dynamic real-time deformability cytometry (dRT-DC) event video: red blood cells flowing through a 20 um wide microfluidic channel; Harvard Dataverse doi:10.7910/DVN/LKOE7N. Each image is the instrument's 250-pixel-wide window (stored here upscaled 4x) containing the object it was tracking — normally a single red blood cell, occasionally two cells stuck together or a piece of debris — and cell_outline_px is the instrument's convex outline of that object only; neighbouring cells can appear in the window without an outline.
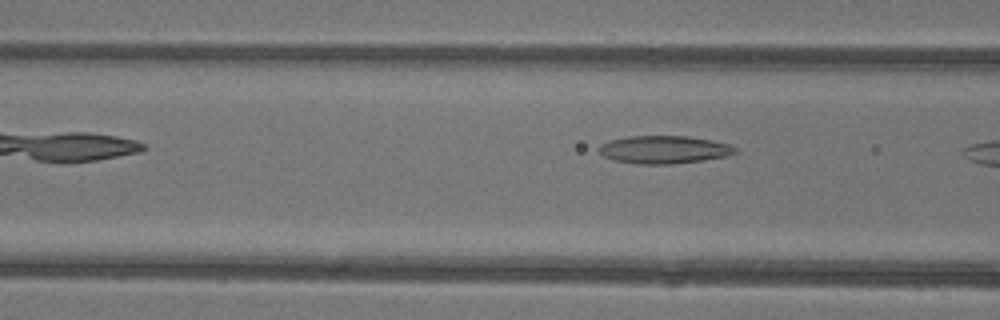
{"species": "common noctule bat (a hibernating species)", "species_latin": "Nyctalus noctula", "temperature_condition": "warm", "stored_images_in_passage": 5, "camera_frame_rate_fps": 3000, "um_per_image_px": 0.085, "animal": {"sex": "female"}, "frame": {"image": 1, "passage_image": 4, "time_ms": 1.0, "image_size_px": [1000, 320], "cell_outline_px": [[740, 152], [728, 156], [704, 160], [672, 164], [636, 164], [612, 160], [604, 156], [596, 148], [600, 144], [608, 140], [628, 136], [688, 136], [712, 140], [728, 144], [736, 148]], "centroid_in_image_um": [56.43, 12.72], "position_along_channel_um": 110.2, "area_um2": 22.43}}